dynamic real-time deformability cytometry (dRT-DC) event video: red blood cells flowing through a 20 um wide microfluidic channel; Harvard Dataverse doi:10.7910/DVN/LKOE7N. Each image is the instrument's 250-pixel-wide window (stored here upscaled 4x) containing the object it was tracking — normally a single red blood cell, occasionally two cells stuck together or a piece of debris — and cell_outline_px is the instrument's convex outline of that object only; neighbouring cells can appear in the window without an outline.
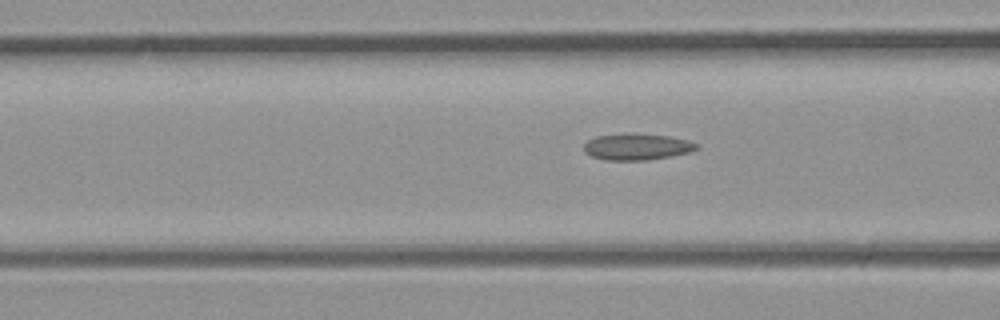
{"species": "common noctule bat (a hibernating species)", "species_latin": "Nyctalus noctula", "temperature_condition": "room temperature", "stored_images_in_passage": 3, "camera_frame_rate_fps": 3000, "um_per_image_px": 0.085, "animal": {"sex": "male", "body_mass_g": 23.1, "forearm_length_mm": 52.7}, "frame": {"image": 1, "passage_image": 3, "time_ms": 0.667, "image_size_px": [1000, 320], "cell_outline_px": [[696, 148], [692, 152], [648, 160], [604, 160], [592, 156], [584, 152], [584, 144], [588, 140], [596, 136], [628, 132], [668, 136], [688, 140], [696, 144]], "centroid_in_image_um": [54.1, 12.46], "position_along_channel_um": 112.5, "area_um2": 17.46}}